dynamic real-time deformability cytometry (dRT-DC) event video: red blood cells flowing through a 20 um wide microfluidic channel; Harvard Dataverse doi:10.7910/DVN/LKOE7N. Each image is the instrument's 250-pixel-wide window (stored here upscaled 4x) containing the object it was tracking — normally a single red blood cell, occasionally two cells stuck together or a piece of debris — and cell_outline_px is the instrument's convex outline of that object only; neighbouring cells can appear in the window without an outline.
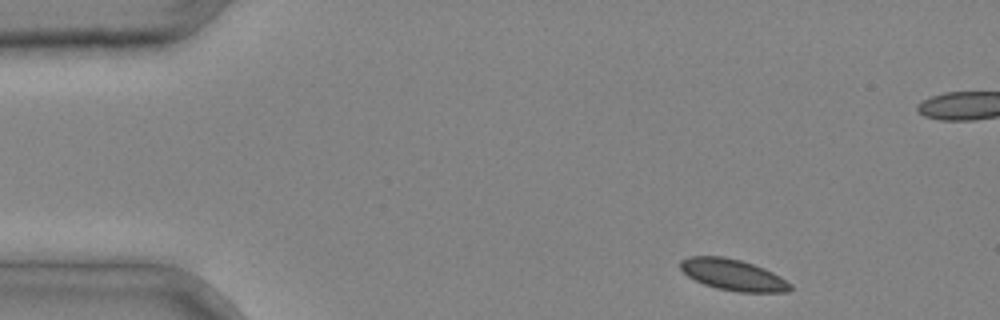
{"species": "common noctule bat (a hibernating species)", "species_latin": "Nyctalus noctula", "temperature_condition": "cold", "stored_images_in_passage": 3, "camera_frame_rate_fps": 3000, "um_per_image_px": 0.085, "animal": {"sex": "male", "body_mass_g": 20.4}, "frame": {"image": 1, "passage_image": 1, "time_ms": 0.0, "image_size_px": [1000, 320], "cell_outline_px": [[792, 288], [788, 292], [736, 292], [716, 288], [704, 284], [688, 276], [680, 268], [680, 260], [688, 256], [724, 256], [740, 260], [764, 268], [780, 276], [792, 284]], "centroid_in_image_um": [62.31, 23.36], "position_along_channel_um": 22.7, "area_um2": 20.06}}